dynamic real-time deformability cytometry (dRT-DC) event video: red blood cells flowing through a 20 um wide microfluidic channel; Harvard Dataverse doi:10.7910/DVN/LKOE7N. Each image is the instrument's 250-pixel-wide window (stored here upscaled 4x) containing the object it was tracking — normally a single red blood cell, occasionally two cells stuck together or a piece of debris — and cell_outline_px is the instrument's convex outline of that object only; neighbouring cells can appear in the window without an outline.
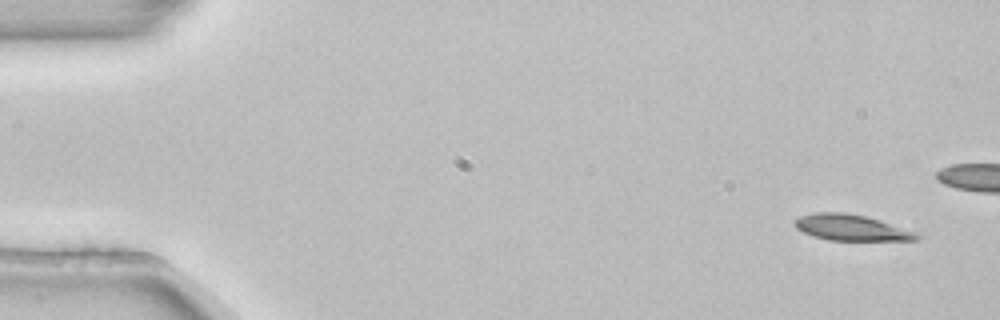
{"species": "common noctule bat (a hibernating species)", "species_latin": "Nyctalus noctula", "temperature_condition": "room temperature", "stored_images_in_passage": 6, "camera_frame_rate_fps": 3000, "um_per_image_px": 0.085, "animal": {"sex": "female", "body_mass_g": 22.7, "forearm_length_mm": 54.2}, "frame": {"image": 1, "passage_image": 1, "time_ms": 0.0, "image_size_px": [1000, 320], "cell_outline_px": [[924, 236], [916, 240], [828, 240], [812, 236], [796, 228], [792, 220], [800, 216], [816, 212], [844, 212], [864, 216], [880, 220], [916, 232]], "centroid_in_image_um": [72.34, 19.35], "position_along_channel_um": 12.7, "area_um2": 18.5}}
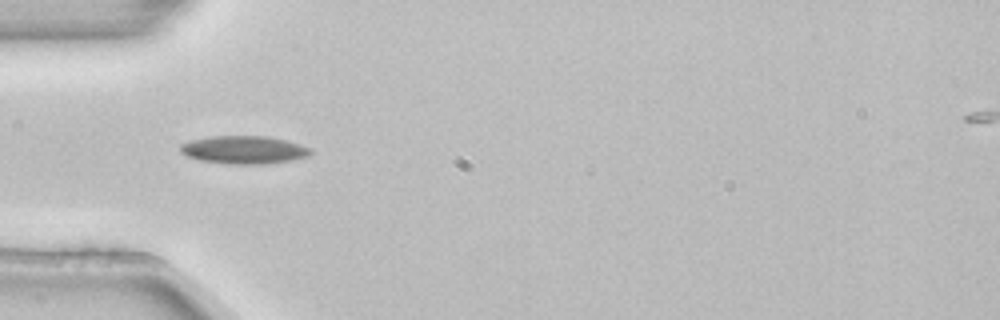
{"frame": {"image": 2, "passage_image": 5, "time_ms": 1.333, "image_size_px": [1000, 320], "cell_outline_px": [[312, 152], [308, 156], [292, 160], [264, 164], [232, 164], [200, 160], [188, 156], [180, 152], [180, 144], [192, 140], [212, 136], [268, 136], [300, 144], [312, 148]], "centroid_in_image_um": [20.75, 12.73], "position_along_channel_um": 64.2, "area_um2": 21.15}}